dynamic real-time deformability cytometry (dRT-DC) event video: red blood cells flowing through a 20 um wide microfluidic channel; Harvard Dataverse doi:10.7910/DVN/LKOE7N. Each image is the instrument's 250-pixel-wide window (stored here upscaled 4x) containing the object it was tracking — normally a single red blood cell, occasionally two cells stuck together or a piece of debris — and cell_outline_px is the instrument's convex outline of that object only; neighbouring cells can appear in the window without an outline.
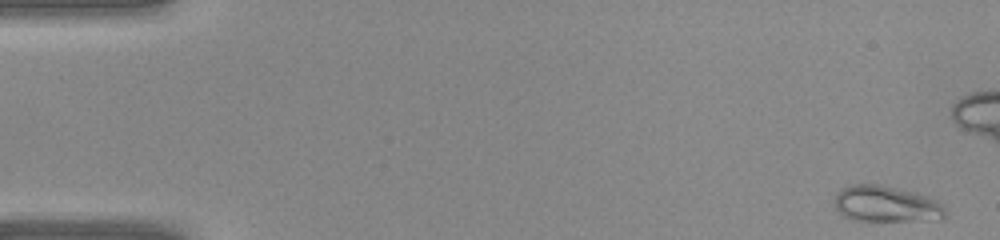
{"species": "common noctule bat (a hibernating species)", "species_latin": "Nyctalus noctula", "temperature_condition": "warm", "stored_images_in_passage": 41, "camera_frame_rate_fps": 3000, "um_per_image_px": 0.085, "animal": {"sex": "female", "body_mass_g": 22.0, "forearm_length_mm": 56.7}, "frame": {"image": 1, "passage_image": 1, "time_ms": 0.0, "image_size_px": [1000, 240], "cell_outline_px": [[944, 220], [852, 220], [844, 216], [836, 208], [836, 196], [840, 188], [852, 184], [880, 184], [916, 192], [928, 196], [936, 200], [944, 208]], "centroid_in_image_um": [75.33, 17.33], "position_along_channel_um": 9.7, "area_um2": 23.24}}
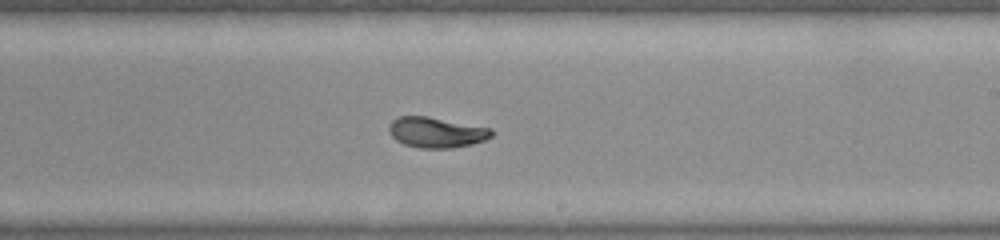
{"frame": {"image": 2, "passage_image": 24, "time_ms": 7.667, "image_size_px": [1000, 240], "cell_outline_px": [[492, 136], [484, 140], [472, 144], [452, 148], [420, 148], [404, 144], [396, 140], [388, 132], [388, 124], [392, 120], [400, 116], [428, 116], [492, 128]], "centroid_in_image_um": [37.07, 11.24], "position_along_channel_um": 251.9, "area_um2": 18.32}}
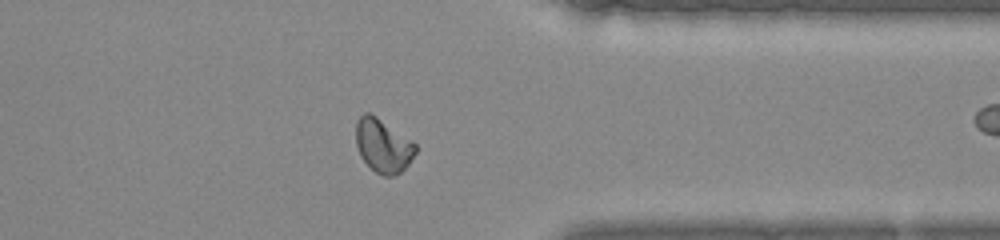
{"frame": {"image": 3, "passage_image": 32, "time_ms": 10.333, "image_size_px": [1000, 240], "cell_outline_px": [[416, 152], [408, 164], [400, 172], [392, 176], [384, 176], [376, 172], [360, 156], [356, 144], [356, 120], [364, 112], [368, 112], [376, 116], [412, 140], [416, 144]], "centroid_in_image_um": [32.55, 12.36], "position_along_channel_um": 378.8, "area_um2": 18.5}}